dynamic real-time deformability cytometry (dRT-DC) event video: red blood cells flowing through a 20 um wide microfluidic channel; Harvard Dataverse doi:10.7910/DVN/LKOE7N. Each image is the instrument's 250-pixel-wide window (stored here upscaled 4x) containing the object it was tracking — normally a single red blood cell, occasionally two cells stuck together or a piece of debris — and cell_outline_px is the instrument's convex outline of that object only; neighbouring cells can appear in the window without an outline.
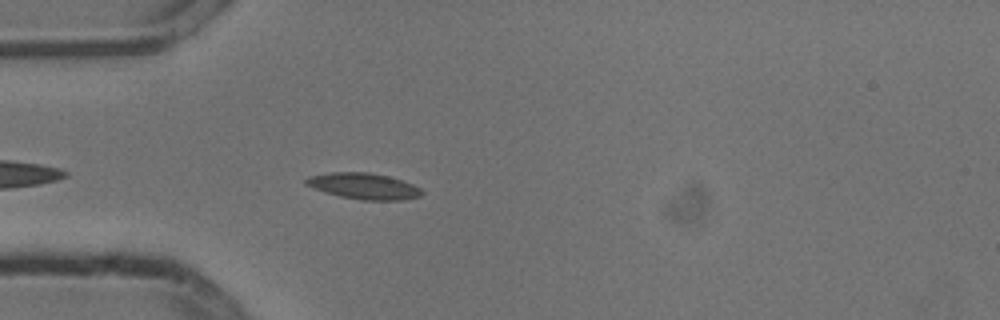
{"species": "common noctule bat (a hibernating species)", "species_latin": "Nyctalus noctula", "temperature_condition": "cold", "stored_images_in_passage": 43, "camera_frame_rate_fps": 3000, "um_per_image_px": 0.085, "animal": {"sex": "male", "body_mass_g": 13.3}, "frame": {"image": 1, "passage_image": 4, "time_ms": 1.0, "image_size_px": [1000, 320], "cell_outline_px": [[424, 192], [420, 196], [404, 200], [360, 200], [340, 196], [324, 192], [304, 184], [304, 180], [308, 176], [332, 172], [368, 172], [388, 176], [412, 184], [420, 188]], "centroid_in_image_um": [30.9, 15.82], "position_along_channel_um": 54.1, "area_um2": 17.63}}
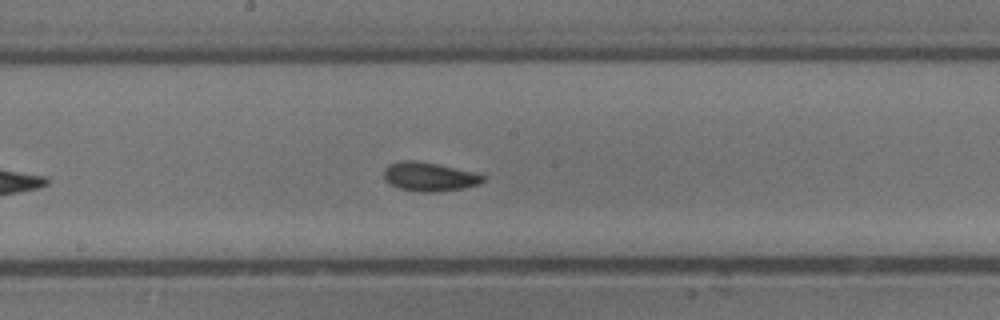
{"frame": {"image": 2, "passage_image": 17, "time_ms": 5.333, "image_size_px": [1000, 320], "cell_outline_px": [[484, 180], [480, 184], [464, 188], [436, 192], [416, 192], [400, 188], [384, 180], [384, 168], [388, 164], [400, 160], [412, 160], [436, 164], [476, 172], [484, 176]], "centroid_in_image_um": [36.48, 15.02], "position_along_channel_um": 211.7, "area_um2": 16.76}}
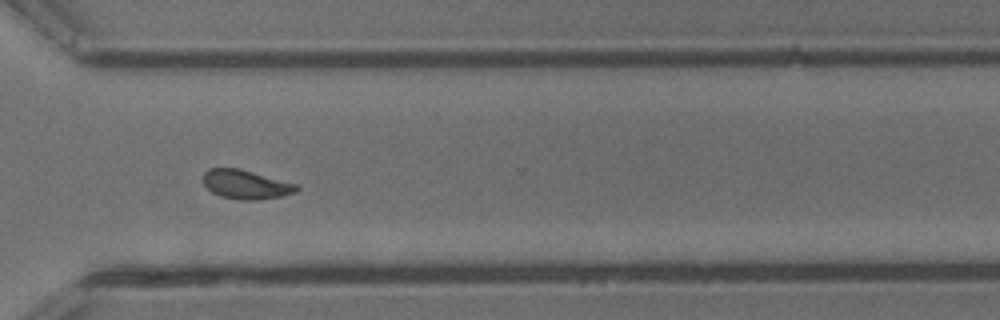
{"frame": {"image": 3, "passage_image": 28, "time_ms": 9.0, "image_size_px": [1000, 320], "cell_outline_px": [[300, 188], [296, 192], [280, 196], [256, 200], [240, 200], [220, 196], [212, 192], [204, 184], [204, 172], [208, 168], [240, 168], [296, 184]], "centroid_in_image_um": [20.89, 15.67], "position_along_channel_um": 349.7, "area_um2": 15.72}, "authors_computed_cell_mechanics": {"area_um2": 16.0106, "velocity_mm_per_s": 3.7698, "shape_relaxation_time_tau1_ms": 3.179, "shape_relaxation_time_tau2_ms": 3.8306, "deformation_change_tau1": 0.1054, "deformation_change_tau2": 0.0644}}